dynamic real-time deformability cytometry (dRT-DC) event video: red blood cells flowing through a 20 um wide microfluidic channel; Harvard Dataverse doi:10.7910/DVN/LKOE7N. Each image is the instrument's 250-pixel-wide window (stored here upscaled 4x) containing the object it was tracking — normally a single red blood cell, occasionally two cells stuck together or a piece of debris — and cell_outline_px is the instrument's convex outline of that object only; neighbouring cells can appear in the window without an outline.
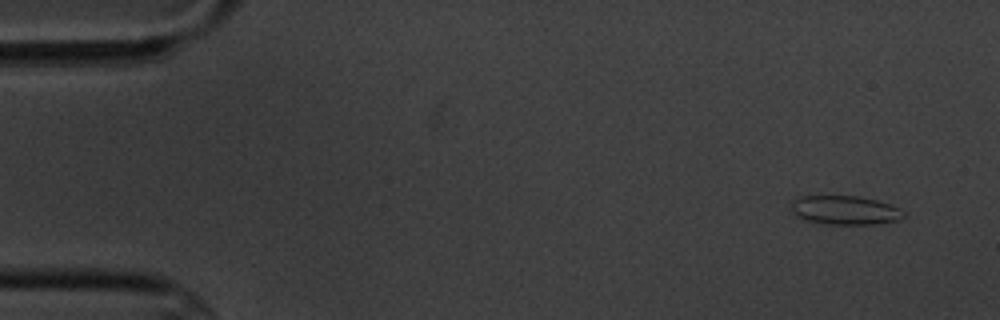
{"species": "common noctule bat (a hibernating species)", "species_latin": "Nyctalus noctula", "temperature_condition": "cold", "stored_images_in_passage": 4, "camera_frame_rate_fps": 3000, "um_per_image_px": 0.085, "animal": {"sex": "male", "body_mass_g": 20.1, "forearm_length_mm": 53.5}, "frame": {"image": 1, "passage_image": 1, "time_ms": 0.0, "image_size_px": [1000, 320], "cell_outline_px": [[908, 216], [896, 220], [872, 224], [828, 224], [808, 220], [792, 212], [788, 204], [792, 200], [800, 196], [860, 196], [876, 200], [900, 208]], "centroid_in_image_um": [71.81, 17.85], "position_along_channel_um": 13.2, "area_um2": 18.9}}
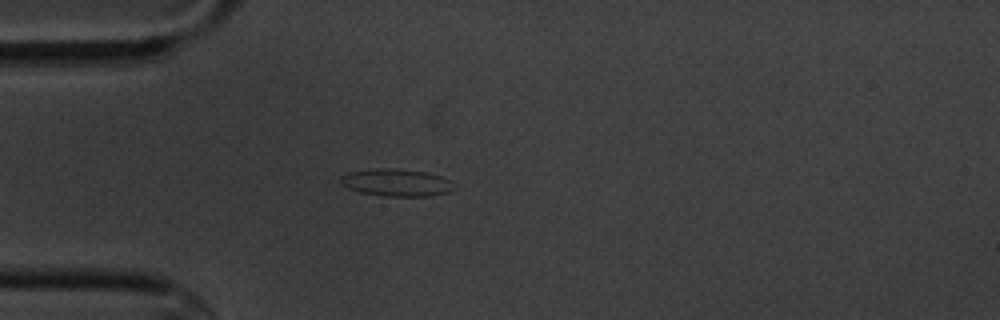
{"frame": {"image": 2, "passage_image": 4, "time_ms": 4.0, "image_size_px": [1000, 320], "cell_outline_px": [[456, 188], [448, 192], [432, 196], [384, 196], [360, 192], [348, 188], [340, 184], [340, 176], [348, 172], [376, 168], [388, 168], [424, 172], [440, 176], [452, 180]], "centroid_in_image_um": [33.7, 15.52], "position_along_channel_um": 51.3, "area_um2": 18.15}}